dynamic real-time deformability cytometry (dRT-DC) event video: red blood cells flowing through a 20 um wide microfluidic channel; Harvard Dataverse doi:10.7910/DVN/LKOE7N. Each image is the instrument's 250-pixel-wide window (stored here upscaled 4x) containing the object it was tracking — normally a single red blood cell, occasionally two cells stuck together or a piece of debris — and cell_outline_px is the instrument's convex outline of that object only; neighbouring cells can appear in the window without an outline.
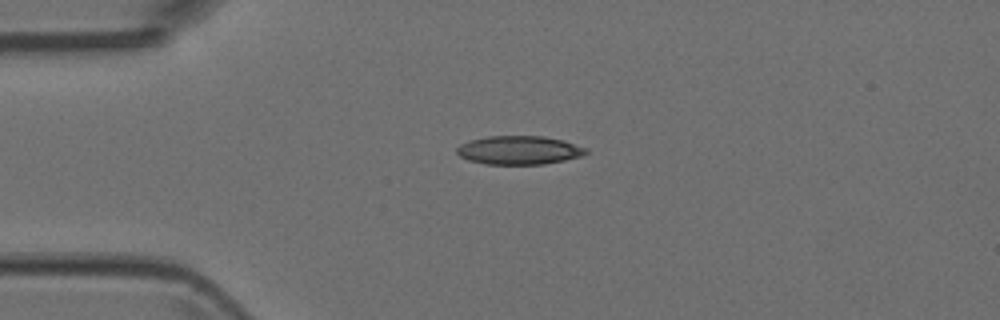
{"species": "Egyptian fruit bat (a non-hibernating species)", "species_latin": "Rousettus aegyptiacus", "temperature_condition": "room temperature", "stored_images_in_passage": 2, "camera_frame_rate_fps": 3000, "um_per_image_px": 0.085, "animal": {"sex": "female"}, "frame": {"image": 1, "passage_image": 1, "time_ms": 0.0, "image_size_px": [1000, 320], "cell_outline_px": [[588, 152], [580, 156], [564, 160], [544, 164], [484, 164], [468, 160], [460, 156], [456, 152], [456, 148], [460, 144], [472, 140], [488, 136], [544, 136], [564, 140], [588, 148]], "centroid_in_image_um": [44.13, 12.76], "position_along_channel_um": 40.9, "area_um2": 21.56}}